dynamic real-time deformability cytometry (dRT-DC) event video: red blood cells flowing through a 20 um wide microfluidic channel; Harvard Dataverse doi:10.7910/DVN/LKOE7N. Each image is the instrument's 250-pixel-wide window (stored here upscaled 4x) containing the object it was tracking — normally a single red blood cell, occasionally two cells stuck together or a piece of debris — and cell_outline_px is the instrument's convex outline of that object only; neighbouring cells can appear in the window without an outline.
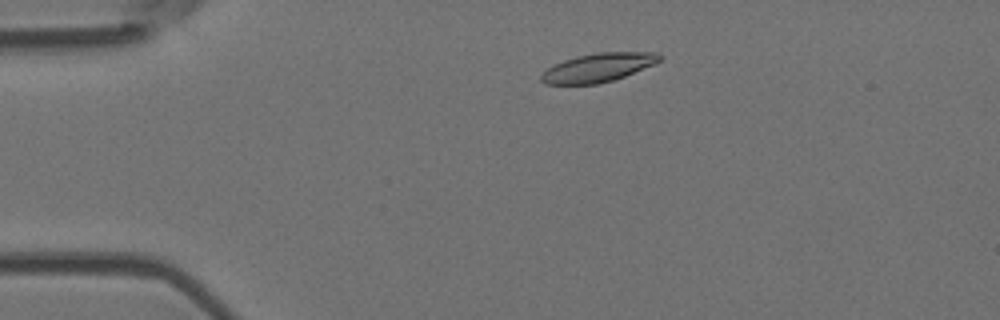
{"species": "Egyptian fruit bat (a non-hibernating species)", "species_latin": "Rousettus aegyptiacus", "temperature_condition": "room temperature", "stored_images_in_passage": 50, "camera_frame_rate_fps": 3000, "um_per_image_px": 0.085, "animal": {"sex": "female"}, "frame": {"image": 1, "passage_image": 7, "time_ms": 2.0, "image_size_px": [1000, 320], "cell_outline_px": [[664, 56], [660, 60], [652, 64], [624, 76], [600, 84], [544, 84], [540, 80], [540, 76], [548, 68], [564, 60], [576, 56], [600, 52], [656, 52]], "centroid_in_image_um": [50.83, 5.74], "position_along_channel_um": 34.2, "area_um2": 19.54}}
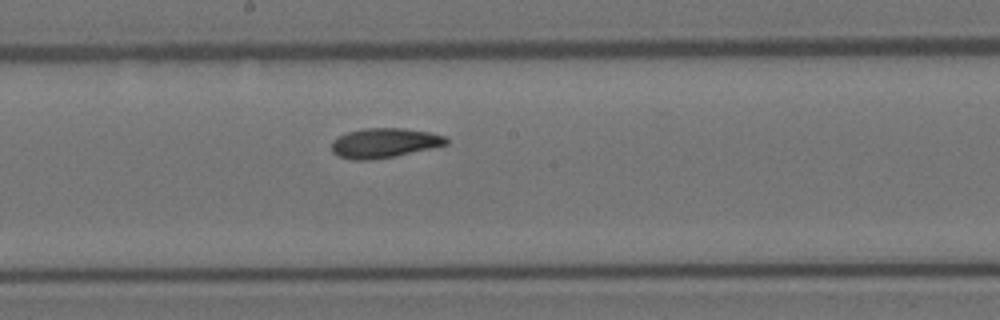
{"frame": {"image": 2, "passage_image": 25, "time_ms": 8.0, "image_size_px": [1000, 320], "cell_outline_px": [[448, 144], [396, 156], [372, 160], [352, 160], [336, 156], [332, 152], [332, 140], [348, 132], [364, 128], [404, 128], [428, 132], [444, 136], [448, 140]], "centroid_in_image_um": [32.63, 12.16], "position_along_channel_um": 215.6, "area_um2": 19.83}}
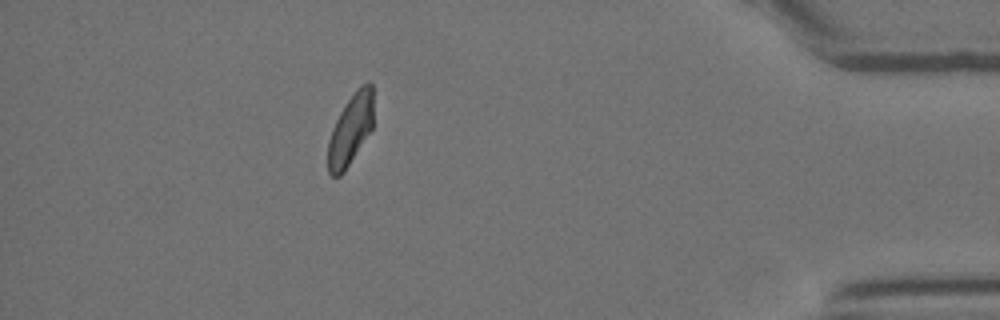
{"frame": {"image": 3, "passage_image": 44, "time_ms": 14.333, "image_size_px": [1000, 320], "cell_outline_px": [[372, 128], [344, 172], [340, 176], [332, 176], [328, 172], [328, 140], [332, 128], [344, 104], [356, 88], [360, 84], [368, 80], [372, 84]], "centroid_in_image_um": [29.78, 10.98], "position_along_channel_um": 405.4, "area_um2": 18.73}, "authors_computed_cell_mechanics": {"area_um2": 19.5653, "velocity_mm_per_s": 3.7601, "shape_relaxation_time_tau1_ms": 7.0605, "shape_relaxation_time_tau2_ms": 4.0027, "deformation_change_tau1": 0.1645, "deformation_change_tau2": 0.086}}